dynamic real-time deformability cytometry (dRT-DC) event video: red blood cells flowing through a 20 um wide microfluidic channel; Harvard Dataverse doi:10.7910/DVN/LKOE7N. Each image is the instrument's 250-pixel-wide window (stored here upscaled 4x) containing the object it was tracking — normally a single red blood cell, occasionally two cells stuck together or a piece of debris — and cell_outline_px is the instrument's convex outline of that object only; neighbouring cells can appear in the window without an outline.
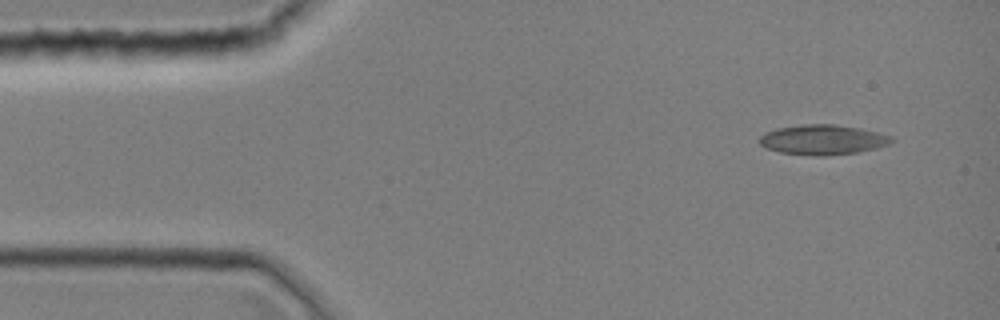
{"species": "common noctule bat (a hibernating species)", "species_latin": "Nyctalus noctula", "temperature_condition": "room temperature", "stored_images_in_passage": 2, "camera_frame_rate_fps": 3000, "um_per_image_px": 0.085, "animal": {"sex": "female", "body_mass_g": 19.0, "forearm_length_mm": 51.5}, "frame": {"image": 1, "passage_image": 1, "time_ms": 0.0, "image_size_px": [1000, 320], "cell_outline_px": [[896, 140], [888, 144], [876, 148], [856, 152], [820, 156], [816, 156], [780, 152], [768, 148], [760, 144], [760, 136], [764, 132], [776, 128], [800, 124], [836, 124], [860, 128], [892, 136]], "centroid_in_image_um": [69.93, 11.86], "position_along_channel_um": 15.1, "area_um2": 23.0}}